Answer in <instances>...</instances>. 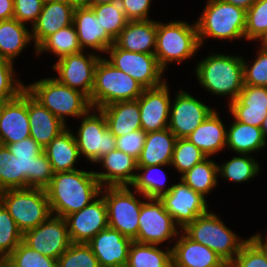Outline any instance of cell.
Listing matches in <instances>:
<instances>
[{
    "label": "cell",
    "mask_w": 267,
    "mask_h": 267,
    "mask_svg": "<svg viewBox=\"0 0 267 267\" xmlns=\"http://www.w3.org/2000/svg\"><path fill=\"white\" fill-rule=\"evenodd\" d=\"M94 171L73 170L54 173L45 188L52 215L65 218L80 211L101 194Z\"/></svg>",
    "instance_id": "cell-1"
},
{
    "label": "cell",
    "mask_w": 267,
    "mask_h": 267,
    "mask_svg": "<svg viewBox=\"0 0 267 267\" xmlns=\"http://www.w3.org/2000/svg\"><path fill=\"white\" fill-rule=\"evenodd\" d=\"M199 84L214 95L237 99L244 86L243 57L213 53L196 66Z\"/></svg>",
    "instance_id": "cell-2"
},
{
    "label": "cell",
    "mask_w": 267,
    "mask_h": 267,
    "mask_svg": "<svg viewBox=\"0 0 267 267\" xmlns=\"http://www.w3.org/2000/svg\"><path fill=\"white\" fill-rule=\"evenodd\" d=\"M144 90L129 74L115 68L102 57L95 68L89 102L92 109H100L115 102L137 100Z\"/></svg>",
    "instance_id": "cell-3"
},
{
    "label": "cell",
    "mask_w": 267,
    "mask_h": 267,
    "mask_svg": "<svg viewBox=\"0 0 267 267\" xmlns=\"http://www.w3.org/2000/svg\"><path fill=\"white\" fill-rule=\"evenodd\" d=\"M26 90L64 124L65 116L81 118L92 109L85 94L60 83L56 77L26 85Z\"/></svg>",
    "instance_id": "cell-4"
},
{
    "label": "cell",
    "mask_w": 267,
    "mask_h": 267,
    "mask_svg": "<svg viewBox=\"0 0 267 267\" xmlns=\"http://www.w3.org/2000/svg\"><path fill=\"white\" fill-rule=\"evenodd\" d=\"M200 47L196 22L191 25L184 21H157L155 56L164 71L173 61L180 64L193 57Z\"/></svg>",
    "instance_id": "cell-5"
},
{
    "label": "cell",
    "mask_w": 267,
    "mask_h": 267,
    "mask_svg": "<svg viewBox=\"0 0 267 267\" xmlns=\"http://www.w3.org/2000/svg\"><path fill=\"white\" fill-rule=\"evenodd\" d=\"M196 21L200 46L206 37L245 39L246 11L224 0H207Z\"/></svg>",
    "instance_id": "cell-6"
},
{
    "label": "cell",
    "mask_w": 267,
    "mask_h": 267,
    "mask_svg": "<svg viewBox=\"0 0 267 267\" xmlns=\"http://www.w3.org/2000/svg\"><path fill=\"white\" fill-rule=\"evenodd\" d=\"M182 231L192 240L217 253L229 265L247 241L237 236L213 212H206ZM241 239V240H240Z\"/></svg>",
    "instance_id": "cell-7"
},
{
    "label": "cell",
    "mask_w": 267,
    "mask_h": 267,
    "mask_svg": "<svg viewBox=\"0 0 267 267\" xmlns=\"http://www.w3.org/2000/svg\"><path fill=\"white\" fill-rule=\"evenodd\" d=\"M0 202L23 234L52 215L47 193L43 188L5 190L0 192Z\"/></svg>",
    "instance_id": "cell-8"
},
{
    "label": "cell",
    "mask_w": 267,
    "mask_h": 267,
    "mask_svg": "<svg viewBox=\"0 0 267 267\" xmlns=\"http://www.w3.org/2000/svg\"><path fill=\"white\" fill-rule=\"evenodd\" d=\"M107 207L108 225L134 241L138 235L139 215L143 202L128 186L102 187Z\"/></svg>",
    "instance_id": "cell-9"
},
{
    "label": "cell",
    "mask_w": 267,
    "mask_h": 267,
    "mask_svg": "<svg viewBox=\"0 0 267 267\" xmlns=\"http://www.w3.org/2000/svg\"><path fill=\"white\" fill-rule=\"evenodd\" d=\"M81 120L77 135H74L80 156L82 154L92 163H96L116 149V137L108 129L105 116L99 109L89 110Z\"/></svg>",
    "instance_id": "cell-10"
},
{
    "label": "cell",
    "mask_w": 267,
    "mask_h": 267,
    "mask_svg": "<svg viewBox=\"0 0 267 267\" xmlns=\"http://www.w3.org/2000/svg\"><path fill=\"white\" fill-rule=\"evenodd\" d=\"M106 60L115 68L129 74L145 89L160 86L165 82L161 79L164 70L160 67L154 54L137 53L118 48L115 44L106 51Z\"/></svg>",
    "instance_id": "cell-11"
},
{
    "label": "cell",
    "mask_w": 267,
    "mask_h": 267,
    "mask_svg": "<svg viewBox=\"0 0 267 267\" xmlns=\"http://www.w3.org/2000/svg\"><path fill=\"white\" fill-rule=\"evenodd\" d=\"M143 202L139 215V229L134 240L141 244L159 245L171 238L178 237L173 217L165 210L159 198H148Z\"/></svg>",
    "instance_id": "cell-12"
},
{
    "label": "cell",
    "mask_w": 267,
    "mask_h": 267,
    "mask_svg": "<svg viewBox=\"0 0 267 267\" xmlns=\"http://www.w3.org/2000/svg\"><path fill=\"white\" fill-rule=\"evenodd\" d=\"M23 242L40 254L58 259L71 245L65 218L50 215L37 227L23 234Z\"/></svg>",
    "instance_id": "cell-13"
},
{
    "label": "cell",
    "mask_w": 267,
    "mask_h": 267,
    "mask_svg": "<svg viewBox=\"0 0 267 267\" xmlns=\"http://www.w3.org/2000/svg\"><path fill=\"white\" fill-rule=\"evenodd\" d=\"M173 184L168 193L159 199L163 202L165 210L173 217L178 229L183 230L197 217L208 212L207 198L195 192L182 180Z\"/></svg>",
    "instance_id": "cell-14"
},
{
    "label": "cell",
    "mask_w": 267,
    "mask_h": 267,
    "mask_svg": "<svg viewBox=\"0 0 267 267\" xmlns=\"http://www.w3.org/2000/svg\"><path fill=\"white\" fill-rule=\"evenodd\" d=\"M84 52L63 56L58 59L53 70L58 72L59 76L56 79L60 83L90 98L94 86L95 68L101 57L94 53L85 56Z\"/></svg>",
    "instance_id": "cell-15"
},
{
    "label": "cell",
    "mask_w": 267,
    "mask_h": 267,
    "mask_svg": "<svg viewBox=\"0 0 267 267\" xmlns=\"http://www.w3.org/2000/svg\"><path fill=\"white\" fill-rule=\"evenodd\" d=\"M180 92V93H179ZM170 107L168 129L177 138L188 137L215 109L194 98L186 91H179Z\"/></svg>",
    "instance_id": "cell-16"
},
{
    "label": "cell",
    "mask_w": 267,
    "mask_h": 267,
    "mask_svg": "<svg viewBox=\"0 0 267 267\" xmlns=\"http://www.w3.org/2000/svg\"><path fill=\"white\" fill-rule=\"evenodd\" d=\"M101 196V197H100ZM72 243H88L98 232L109 227L107 207L102 194L80 211L65 217Z\"/></svg>",
    "instance_id": "cell-17"
},
{
    "label": "cell",
    "mask_w": 267,
    "mask_h": 267,
    "mask_svg": "<svg viewBox=\"0 0 267 267\" xmlns=\"http://www.w3.org/2000/svg\"><path fill=\"white\" fill-rule=\"evenodd\" d=\"M29 137L28 91L25 89L18 97L0 102V142L6 146Z\"/></svg>",
    "instance_id": "cell-18"
},
{
    "label": "cell",
    "mask_w": 267,
    "mask_h": 267,
    "mask_svg": "<svg viewBox=\"0 0 267 267\" xmlns=\"http://www.w3.org/2000/svg\"><path fill=\"white\" fill-rule=\"evenodd\" d=\"M166 81L160 86L147 88L137 98L141 129L148 133L168 128L171 99Z\"/></svg>",
    "instance_id": "cell-19"
},
{
    "label": "cell",
    "mask_w": 267,
    "mask_h": 267,
    "mask_svg": "<svg viewBox=\"0 0 267 267\" xmlns=\"http://www.w3.org/2000/svg\"><path fill=\"white\" fill-rule=\"evenodd\" d=\"M132 242L119 231L107 227L87 244L99 261L100 267H126Z\"/></svg>",
    "instance_id": "cell-20"
},
{
    "label": "cell",
    "mask_w": 267,
    "mask_h": 267,
    "mask_svg": "<svg viewBox=\"0 0 267 267\" xmlns=\"http://www.w3.org/2000/svg\"><path fill=\"white\" fill-rule=\"evenodd\" d=\"M75 5L68 0L45 2L42 11L32 26L31 38L36 48L51 34L73 24Z\"/></svg>",
    "instance_id": "cell-21"
},
{
    "label": "cell",
    "mask_w": 267,
    "mask_h": 267,
    "mask_svg": "<svg viewBox=\"0 0 267 267\" xmlns=\"http://www.w3.org/2000/svg\"><path fill=\"white\" fill-rule=\"evenodd\" d=\"M229 111L237 121L261 128L267 115V87L244 84Z\"/></svg>",
    "instance_id": "cell-22"
},
{
    "label": "cell",
    "mask_w": 267,
    "mask_h": 267,
    "mask_svg": "<svg viewBox=\"0 0 267 267\" xmlns=\"http://www.w3.org/2000/svg\"><path fill=\"white\" fill-rule=\"evenodd\" d=\"M181 232L180 238L171 247L172 267H229L213 250Z\"/></svg>",
    "instance_id": "cell-23"
},
{
    "label": "cell",
    "mask_w": 267,
    "mask_h": 267,
    "mask_svg": "<svg viewBox=\"0 0 267 267\" xmlns=\"http://www.w3.org/2000/svg\"><path fill=\"white\" fill-rule=\"evenodd\" d=\"M73 24L83 51L87 46L95 51L106 53L107 49L114 44V40L102 28L93 9L87 5L75 6Z\"/></svg>",
    "instance_id": "cell-24"
},
{
    "label": "cell",
    "mask_w": 267,
    "mask_h": 267,
    "mask_svg": "<svg viewBox=\"0 0 267 267\" xmlns=\"http://www.w3.org/2000/svg\"><path fill=\"white\" fill-rule=\"evenodd\" d=\"M96 163H102L105 172H96L95 176L102 187L131 186L136 178L137 159L120 150H113L100 158Z\"/></svg>",
    "instance_id": "cell-25"
},
{
    "label": "cell",
    "mask_w": 267,
    "mask_h": 267,
    "mask_svg": "<svg viewBox=\"0 0 267 267\" xmlns=\"http://www.w3.org/2000/svg\"><path fill=\"white\" fill-rule=\"evenodd\" d=\"M156 33V20H130L114 44L127 51L155 55Z\"/></svg>",
    "instance_id": "cell-26"
},
{
    "label": "cell",
    "mask_w": 267,
    "mask_h": 267,
    "mask_svg": "<svg viewBox=\"0 0 267 267\" xmlns=\"http://www.w3.org/2000/svg\"><path fill=\"white\" fill-rule=\"evenodd\" d=\"M30 137L43 149L67 127L28 92Z\"/></svg>",
    "instance_id": "cell-27"
},
{
    "label": "cell",
    "mask_w": 267,
    "mask_h": 267,
    "mask_svg": "<svg viewBox=\"0 0 267 267\" xmlns=\"http://www.w3.org/2000/svg\"><path fill=\"white\" fill-rule=\"evenodd\" d=\"M227 129L219 114L214 110L188 137L207 157L217 154L226 147Z\"/></svg>",
    "instance_id": "cell-28"
},
{
    "label": "cell",
    "mask_w": 267,
    "mask_h": 267,
    "mask_svg": "<svg viewBox=\"0 0 267 267\" xmlns=\"http://www.w3.org/2000/svg\"><path fill=\"white\" fill-rule=\"evenodd\" d=\"M99 110L104 114L107 127L115 137L141 129L138 100L115 102Z\"/></svg>",
    "instance_id": "cell-29"
},
{
    "label": "cell",
    "mask_w": 267,
    "mask_h": 267,
    "mask_svg": "<svg viewBox=\"0 0 267 267\" xmlns=\"http://www.w3.org/2000/svg\"><path fill=\"white\" fill-rule=\"evenodd\" d=\"M176 140L168 128L148 132L137 166L171 165Z\"/></svg>",
    "instance_id": "cell-30"
},
{
    "label": "cell",
    "mask_w": 267,
    "mask_h": 267,
    "mask_svg": "<svg viewBox=\"0 0 267 267\" xmlns=\"http://www.w3.org/2000/svg\"><path fill=\"white\" fill-rule=\"evenodd\" d=\"M48 157L53 172L76 170L74 164L80 156L73 132L66 128L43 150Z\"/></svg>",
    "instance_id": "cell-31"
},
{
    "label": "cell",
    "mask_w": 267,
    "mask_h": 267,
    "mask_svg": "<svg viewBox=\"0 0 267 267\" xmlns=\"http://www.w3.org/2000/svg\"><path fill=\"white\" fill-rule=\"evenodd\" d=\"M261 128L234 120L227 130L226 146L239 154H250L266 146Z\"/></svg>",
    "instance_id": "cell-32"
},
{
    "label": "cell",
    "mask_w": 267,
    "mask_h": 267,
    "mask_svg": "<svg viewBox=\"0 0 267 267\" xmlns=\"http://www.w3.org/2000/svg\"><path fill=\"white\" fill-rule=\"evenodd\" d=\"M32 41L26 25L16 19L0 21V57L13 62Z\"/></svg>",
    "instance_id": "cell-33"
},
{
    "label": "cell",
    "mask_w": 267,
    "mask_h": 267,
    "mask_svg": "<svg viewBox=\"0 0 267 267\" xmlns=\"http://www.w3.org/2000/svg\"><path fill=\"white\" fill-rule=\"evenodd\" d=\"M23 173V188L45 189L51 182L54 172L50 161L43 152L38 156L16 157Z\"/></svg>",
    "instance_id": "cell-34"
},
{
    "label": "cell",
    "mask_w": 267,
    "mask_h": 267,
    "mask_svg": "<svg viewBox=\"0 0 267 267\" xmlns=\"http://www.w3.org/2000/svg\"><path fill=\"white\" fill-rule=\"evenodd\" d=\"M126 267H172L171 248L164 251L157 245L133 241L129 248Z\"/></svg>",
    "instance_id": "cell-35"
},
{
    "label": "cell",
    "mask_w": 267,
    "mask_h": 267,
    "mask_svg": "<svg viewBox=\"0 0 267 267\" xmlns=\"http://www.w3.org/2000/svg\"><path fill=\"white\" fill-rule=\"evenodd\" d=\"M51 51L58 59L82 52L74 24L61 28L48 36L37 48L36 55Z\"/></svg>",
    "instance_id": "cell-36"
},
{
    "label": "cell",
    "mask_w": 267,
    "mask_h": 267,
    "mask_svg": "<svg viewBox=\"0 0 267 267\" xmlns=\"http://www.w3.org/2000/svg\"><path fill=\"white\" fill-rule=\"evenodd\" d=\"M218 164L209 157L181 175L180 180L204 197L217 186Z\"/></svg>",
    "instance_id": "cell-37"
},
{
    "label": "cell",
    "mask_w": 267,
    "mask_h": 267,
    "mask_svg": "<svg viewBox=\"0 0 267 267\" xmlns=\"http://www.w3.org/2000/svg\"><path fill=\"white\" fill-rule=\"evenodd\" d=\"M162 166L166 165L138 166L137 171L142 173L138 174L137 172L136 178L131 185L135 188L134 193L142 195L145 199L160 198L163 194L168 193L172 185L168 186V188L165 187L166 176L164 170L161 169ZM157 171H161L159 172L160 175L164 173L163 176L156 178L154 175Z\"/></svg>",
    "instance_id": "cell-38"
},
{
    "label": "cell",
    "mask_w": 267,
    "mask_h": 267,
    "mask_svg": "<svg viewBox=\"0 0 267 267\" xmlns=\"http://www.w3.org/2000/svg\"><path fill=\"white\" fill-rule=\"evenodd\" d=\"M234 156L230 161H226L218 166V174L224 179L240 183L249 181L259 173V164L253 159L252 155L239 154Z\"/></svg>",
    "instance_id": "cell-39"
},
{
    "label": "cell",
    "mask_w": 267,
    "mask_h": 267,
    "mask_svg": "<svg viewBox=\"0 0 267 267\" xmlns=\"http://www.w3.org/2000/svg\"><path fill=\"white\" fill-rule=\"evenodd\" d=\"M99 19L102 28L115 40L129 21L121 8L119 1L89 6Z\"/></svg>",
    "instance_id": "cell-40"
},
{
    "label": "cell",
    "mask_w": 267,
    "mask_h": 267,
    "mask_svg": "<svg viewBox=\"0 0 267 267\" xmlns=\"http://www.w3.org/2000/svg\"><path fill=\"white\" fill-rule=\"evenodd\" d=\"M23 188V173L18 159L7 146L0 144V192Z\"/></svg>",
    "instance_id": "cell-41"
},
{
    "label": "cell",
    "mask_w": 267,
    "mask_h": 267,
    "mask_svg": "<svg viewBox=\"0 0 267 267\" xmlns=\"http://www.w3.org/2000/svg\"><path fill=\"white\" fill-rule=\"evenodd\" d=\"M207 156L187 138H177L170 166L183 175Z\"/></svg>",
    "instance_id": "cell-42"
},
{
    "label": "cell",
    "mask_w": 267,
    "mask_h": 267,
    "mask_svg": "<svg viewBox=\"0 0 267 267\" xmlns=\"http://www.w3.org/2000/svg\"><path fill=\"white\" fill-rule=\"evenodd\" d=\"M23 241V233L0 202V259L7 258Z\"/></svg>",
    "instance_id": "cell-43"
},
{
    "label": "cell",
    "mask_w": 267,
    "mask_h": 267,
    "mask_svg": "<svg viewBox=\"0 0 267 267\" xmlns=\"http://www.w3.org/2000/svg\"><path fill=\"white\" fill-rule=\"evenodd\" d=\"M267 34V0H257L246 11L245 39L262 40Z\"/></svg>",
    "instance_id": "cell-44"
},
{
    "label": "cell",
    "mask_w": 267,
    "mask_h": 267,
    "mask_svg": "<svg viewBox=\"0 0 267 267\" xmlns=\"http://www.w3.org/2000/svg\"><path fill=\"white\" fill-rule=\"evenodd\" d=\"M57 267H100V264L87 243H71L57 259Z\"/></svg>",
    "instance_id": "cell-45"
},
{
    "label": "cell",
    "mask_w": 267,
    "mask_h": 267,
    "mask_svg": "<svg viewBox=\"0 0 267 267\" xmlns=\"http://www.w3.org/2000/svg\"><path fill=\"white\" fill-rule=\"evenodd\" d=\"M6 259L13 267H57V259L40 254L23 241Z\"/></svg>",
    "instance_id": "cell-46"
},
{
    "label": "cell",
    "mask_w": 267,
    "mask_h": 267,
    "mask_svg": "<svg viewBox=\"0 0 267 267\" xmlns=\"http://www.w3.org/2000/svg\"><path fill=\"white\" fill-rule=\"evenodd\" d=\"M229 267H267V253L251 236L241 247Z\"/></svg>",
    "instance_id": "cell-47"
},
{
    "label": "cell",
    "mask_w": 267,
    "mask_h": 267,
    "mask_svg": "<svg viewBox=\"0 0 267 267\" xmlns=\"http://www.w3.org/2000/svg\"><path fill=\"white\" fill-rule=\"evenodd\" d=\"M13 62L0 57V102L18 97L26 86L15 79Z\"/></svg>",
    "instance_id": "cell-48"
},
{
    "label": "cell",
    "mask_w": 267,
    "mask_h": 267,
    "mask_svg": "<svg viewBox=\"0 0 267 267\" xmlns=\"http://www.w3.org/2000/svg\"><path fill=\"white\" fill-rule=\"evenodd\" d=\"M243 75L245 85L267 87V47L261 45L251 66L243 59Z\"/></svg>",
    "instance_id": "cell-49"
},
{
    "label": "cell",
    "mask_w": 267,
    "mask_h": 267,
    "mask_svg": "<svg viewBox=\"0 0 267 267\" xmlns=\"http://www.w3.org/2000/svg\"><path fill=\"white\" fill-rule=\"evenodd\" d=\"M146 136V132L138 129L126 135L116 137V149L138 159L144 147Z\"/></svg>",
    "instance_id": "cell-50"
},
{
    "label": "cell",
    "mask_w": 267,
    "mask_h": 267,
    "mask_svg": "<svg viewBox=\"0 0 267 267\" xmlns=\"http://www.w3.org/2000/svg\"><path fill=\"white\" fill-rule=\"evenodd\" d=\"M43 4L42 0H14L13 18L25 25L26 22H30L33 26L42 11Z\"/></svg>",
    "instance_id": "cell-51"
},
{
    "label": "cell",
    "mask_w": 267,
    "mask_h": 267,
    "mask_svg": "<svg viewBox=\"0 0 267 267\" xmlns=\"http://www.w3.org/2000/svg\"><path fill=\"white\" fill-rule=\"evenodd\" d=\"M125 17L130 20H148L151 0H118Z\"/></svg>",
    "instance_id": "cell-52"
},
{
    "label": "cell",
    "mask_w": 267,
    "mask_h": 267,
    "mask_svg": "<svg viewBox=\"0 0 267 267\" xmlns=\"http://www.w3.org/2000/svg\"><path fill=\"white\" fill-rule=\"evenodd\" d=\"M6 146L15 157L38 156L44 150L32 137Z\"/></svg>",
    "instance_id": "cell-53"
},
{
    "label": "cell",
    "mask_w": 267,
    "mask_h": 267,
    "mask_svg": "<svg viewBox=\"0 0 267 267\" xmlns=\"http://www.w3.org/2000/svg\"><path fill=\"white\" fill-rule=\"evenodd\" d=\"M14 0H0V21L13 19Z\"/></svg>",
    "instance_id": "cell-54"
},
{
    "label": "cell",
    "mask_w": 267,
    "mask_h": 267,
    "mask_svg": "<svg viewBox=\"0 0 267 267\" xmlns=\"http://www.w3.org/2000/svg\"><path fill=\"white\" fill-rule=\"evenodd\" d=\"M224 1L247 11L257 0H224Z\"/></svg>",
    "instance_id": "cell-55"
},
{
    "label": "cell",
    "mask_w": 267,
    "mask_h": 267,
    "mask_svg": "<svg viewBox=\"0 0 267 267\" xmlns=\"http://www.w3.org/2000/svg\"><path fill=\"white\" fill-rule=\"evenodd\" d=\"M252 237L261 245V246H267V235H266V239L265 238H262V235L259 233V234H254L252 235ZM263 240H266V241H263Z\"/></svg>",
    "instance_id": "cell-56"
},
{
    "label": "cell",
    "mask_w": 267,
    "mask_h": 267,
    "mask_svg": "<svg viewBox=\"0 0 267 267\" xmlns=\"http://www.w3.org/2000/svg\"><path fill=\"white\" fill-rule=\"evenodd\" d=\"M118 0H90L89 4L87 6H94L99 4H106V3H112Z\"/></svg>",
    "instance_id": "cell-57"
},
{
    "label": "cell",
    "mask_w": 267,
    "mask_h": 267,
    "mask_svg": "<svg viewBox=\"0 0 267 267\" xmlns=\"http://www.w3.org/2000/svg\"><path fill=\"white\" fill-rule=\"evenodd\" d=\"M73 3L75 6H84L88 5L90 0H68Z\"/></svg>",
    "instance_id": "cell-58"
},
{
    "label": "cell",
    "mask_w": 267,
    "mask_h": 267,
    "mask_svg": "<svg viewBox=\"0 0 267 267\" xmlns=\"http://www.w3.org/2000/svg\"><path fill=\"white\" fill-rule=\"evenodd\" d=\"M261 130L263 132L264 137L267 140V115L265 116V119H264V121H263V123L261 125Z\"/></svg>",
    "instance_id": "cell-59"
},
{
    "label": "cell",
    "mask_w": 267,
    "mask_h": 267,
    "mask_svg": "<svg viewBox=\"0 0 267 267\" xmlns=\"http://www.w3.org/2000/svg\"><path fill=\"white\" fill-rule=\"evenodd\" d=\"M0 267H13L12 264L6 259H0Z\"/></svg>",
    "instance_id": "cell-60"
},
{
    "label": "cell",
    "mask_w": 267,
    "mask_h": 267,
    "mask_svg": "<svg viewBox=\"0 0 267 267\" xmlns=\"http://www.w3.org/2000/svg\"><path fill=\"white\" fill-rule=\"evenodd\" d=\"M262 46L267 47V34L264 36V38L261 40Z\"/></svg>",
    "instance_id": "cell-61"
},
{
    "label": "cell",
    "mask_w": 267,
    "mask_h": 267,
    "mask_svg": "<svg viewBox=\"0 0 267 267\" xmlns=\"http://www.w3.org/2000/svg\"><path fill=\"white\" fill-rule=\"evenodd\" d=\"M44 3L45 2H51V1H54V0H42Z\"/></svg>",
    "instance_id": "cell-62"
},
{
    "label": "cell",
    "mask_w": 267,
    "mask_h": 267,
    "mask_svg": "<svg viewBox=\"0 0 267 267\" xmlns=\"http://www.w3.org/2000/svg\"><path fill=\"white\" fill-rule=\"evenodd\" d=\"M264 249H265V251H266V253H267V246H262Z\"/></svg>",
    "instance_id": "cell-63"
}]
</instances>
